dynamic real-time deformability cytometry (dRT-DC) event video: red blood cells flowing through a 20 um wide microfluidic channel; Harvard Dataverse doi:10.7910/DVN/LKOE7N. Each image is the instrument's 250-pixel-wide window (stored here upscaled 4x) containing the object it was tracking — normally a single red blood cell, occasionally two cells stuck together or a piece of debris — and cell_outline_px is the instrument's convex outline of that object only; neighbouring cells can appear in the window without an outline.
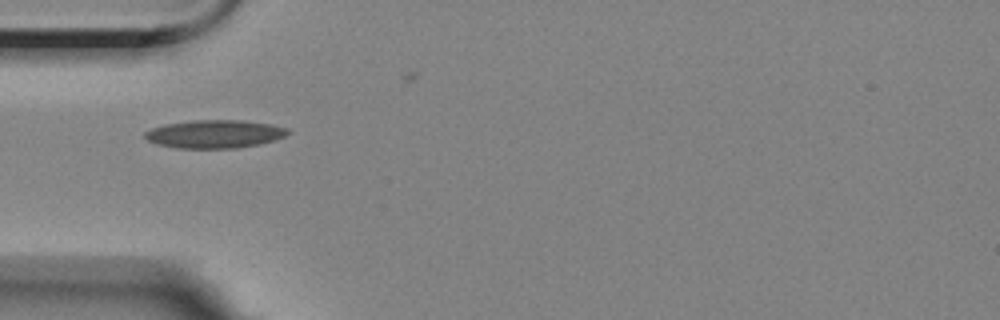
{"species": "Egyptian fruit bat (a non-hibernating species)", "species_latin": "Rousettus aegyptiacus", "temperature_condition": "room temperature", "stored_images_in_passage": 10, "camera_frame_rate_fps": 3000, "um_per_image_px": 0.085, "animal": {"sex": "female"}, "frame": {"image": 1, "passage_image": 6, "time_ms": 5.667, "image_size_px": [1000, 320], "cell_outline_px": [[292, 132], [276, 140], [260, 144], [236, 148], [180, 148], [160, 144], [148, 140], [144, 136], [144, 132], [152, 128], [164, 124], [192, 120], [244, 120], [272, 124], [288, 128]], "centroid_in_image_um": [18.3, 11.38], "position_along_channel_um": 66.7, "area_um2": 23.52}}
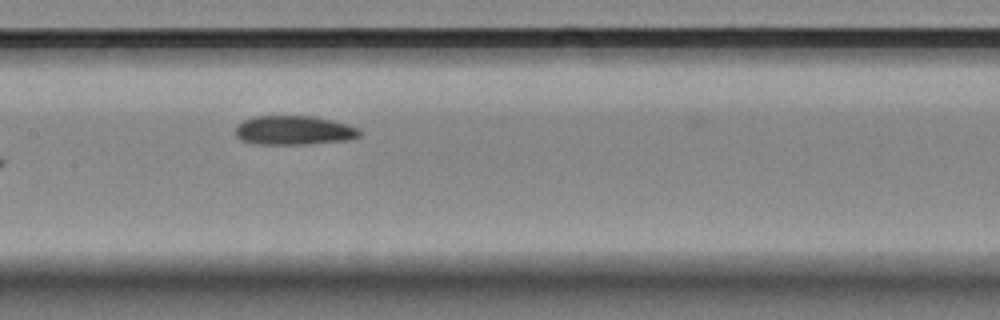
{"frame": {"image": 2, "passage_image": 9, "time_ms": 9.0, "image_size_px": [1000, 320], "cell_outline_px": [[360, 136], [348, 140], [308, 144], [256, 144], [240, 140], [236, 136], [236, 124], [252, 116], [312, 116], [332, 120], [348, 124], [356, 128], [360, 132]], "centroid_in_image_um": [24.95, 11.08], "position_along_channel_um": 182.5, "area_um2": 21.15}}
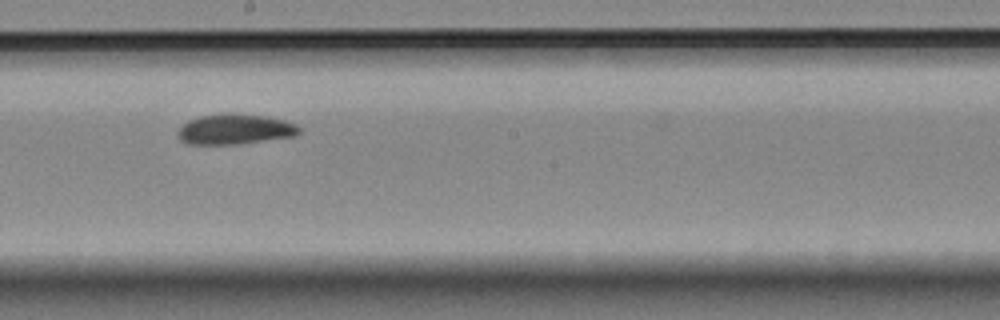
{"frame": {"image": 3, "passage_image": 10, "time_ms": 10.333, "image_size_px": [1000, 320], "cell_outline_px": [[300, 132], [296, 136], [236, 144], [188, 144], [180, 140], [176, 136], [176, 132], [188, 120], [200, 116], [220, 112], [232, 112], [268, 116], [284, 120], [296, 124], [300, 128]], "centroid_in_image_um": [19.95, 10.96], "position_along_channel_um": 228.2, "area_um2": 21.85}}